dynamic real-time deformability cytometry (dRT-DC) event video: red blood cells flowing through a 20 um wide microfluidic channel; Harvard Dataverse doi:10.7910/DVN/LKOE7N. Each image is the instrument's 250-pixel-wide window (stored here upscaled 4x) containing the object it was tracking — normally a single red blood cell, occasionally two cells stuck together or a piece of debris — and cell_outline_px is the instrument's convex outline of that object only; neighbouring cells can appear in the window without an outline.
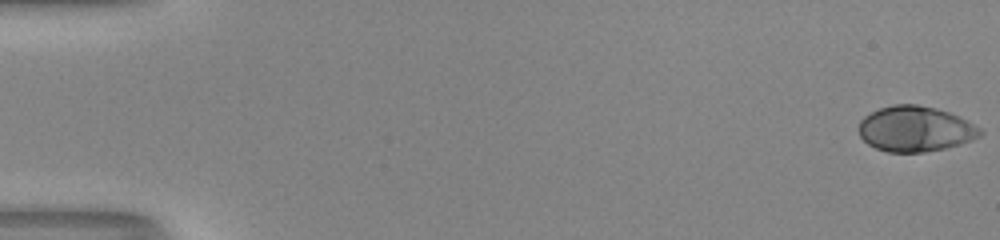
{"species": "human", "species_latin": "Homo sapiens", "temperature_condition": "room temperature", "stored_images_in_passage": 54, "camera_frame_rate_fps": 3000, "um_per_image_px": 0.085, "donor": {"sex": "male"}, "frame": {"image": 1, "passage_image": 1, "time_ms": 0.0, "image_size_px": [1000, 240], "cell_outline_px": [[984, 132], [980, 136], [972, 140], [960, 144], [944, 148], [924, 152], [888, 152], [876, 148], [868, 144], [860, 136], [860, 120], [864, 116], [880, 108], [892, 104], [916, 104], [936, 108], [960, 116], [980, 128]], "centroid_in_image_um": [77.81, 10.95], "position_along_channel_um": 7.2, "area_um2": 32.08}}
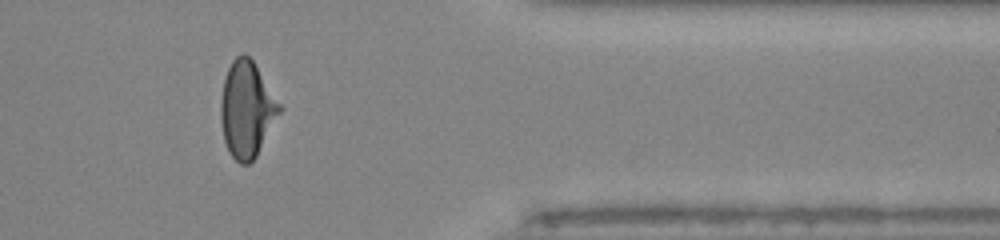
{"frame": {"image": 2, "passage_image": 45, "time_ms": 14.667, "image_size_px": [1000, 240], "cell_outline_px": [[284, 108], [256, 156], [248, 164], [240, 164], [228, 152], [224, 140], [220, 120], [220, 104], [224, 80], [228, 68], [232, 60], [240, 52], [244, 52], [252, 60]], "centroid_in_image_um": [20.98, 9.29], "position_along_channel_um": 390.4, "area_um2": 33.06}}
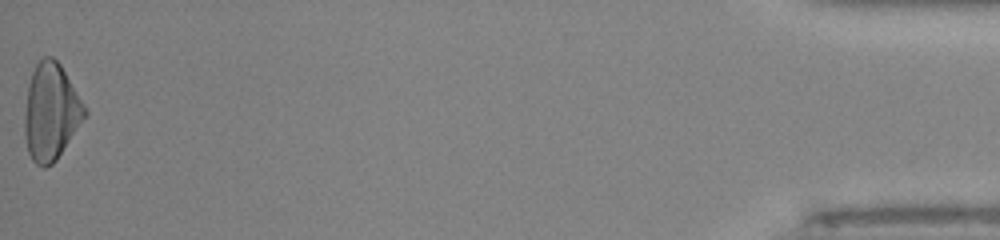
{"frame": {"image": 3, "passage_image": 54, "time_ms": 17.667, "image_size_px": [1000, 240], "cell_outline_px": [[88, 116], [56, 160], [52, 164], [44, 168], [36, 164], [32, 160], [28, 152], [24, 136], [24, 112], [28, 88], [32, 72], [36, 64], [44, 56], [52, 56], [60, 64], [84, 104], [88, 112]], "centroid_in_image_um": [4.34, 9.54], "position_along_channel_um": 430.9, "area_um2": 34.1}, "authors_computed_cell_mechanics": {"area_um2": 32.2813, "velocity_mm_per_s": 4.014, "shape_relaxation_time_tau1_ms": 5.9635, "shape_relaxation_time_tau2_ms": null, "deformation_change_tau1": 0.2588, "deformation_change_tau2": null}}